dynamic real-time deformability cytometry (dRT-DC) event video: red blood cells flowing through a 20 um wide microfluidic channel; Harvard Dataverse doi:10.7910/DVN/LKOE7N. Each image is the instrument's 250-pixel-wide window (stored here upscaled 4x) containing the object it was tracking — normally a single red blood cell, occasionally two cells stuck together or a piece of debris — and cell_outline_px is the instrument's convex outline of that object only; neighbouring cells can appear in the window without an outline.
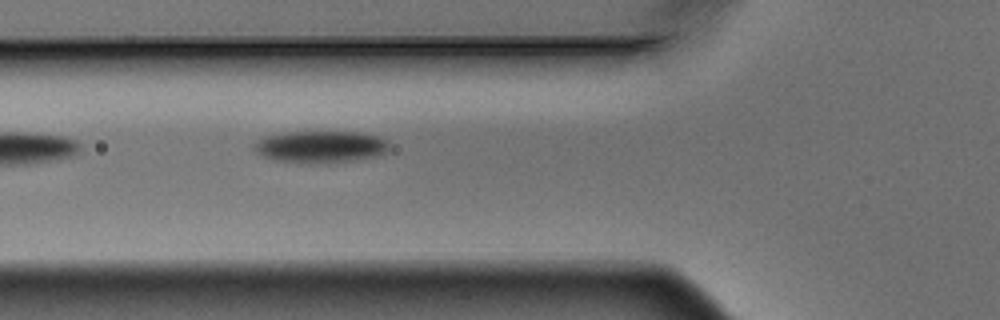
{"species": "Egyptian fruit bat (a non-hibernating species)", "species_latin": "Rousettus aegyptiacus", "temperature_condition": "warm", "stored_images_in_passage": 6, "camera_frame_rate_fps": 3000, "um_per_image_px": 0.085, "animal": {"sex": "male"}, "frame": {"image": 1, "passage_image": 6, "time_ms": 1.667, "image_size_px": [1000, 320], "cell_outline_px": [[388, 148], [384, 152], [376, 156], [328, 164], [316, 164], [272, 160], [260, 156], [252, 148], [260, 140], [268, 136], [288, 132], [364, 132], [380, 136], [388, 140]], "centroid_in_image_um": [27.27, 12.49], "position_along_channel_um": 98.5, "area_um2": 25.32}}